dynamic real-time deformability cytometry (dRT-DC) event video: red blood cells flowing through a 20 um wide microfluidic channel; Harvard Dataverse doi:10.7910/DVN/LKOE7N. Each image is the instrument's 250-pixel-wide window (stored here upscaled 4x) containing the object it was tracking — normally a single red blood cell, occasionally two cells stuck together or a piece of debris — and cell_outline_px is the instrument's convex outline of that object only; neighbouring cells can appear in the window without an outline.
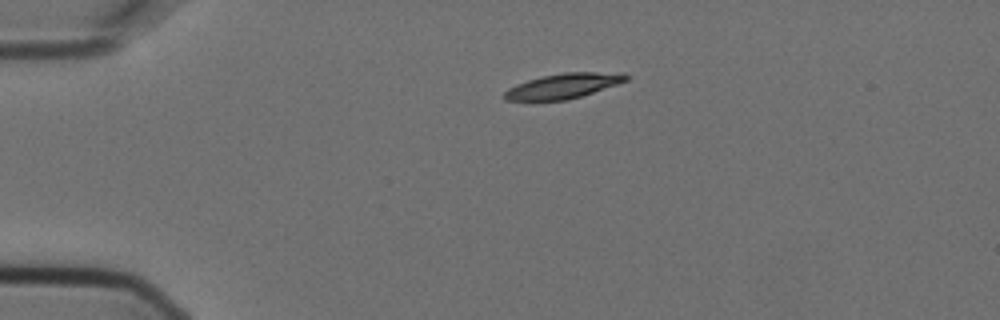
{"species": "Egyptian fruit bat (a non-hibernating species)", "species_latin": "Rousettus aegyptiacus", "temperature_condition": "cold", "stored_images_in_passage": 2, "camera_frame_rate_fps": 3000, "um_per_image_px": 0.085, "animal": {"sex": "female"}, "frame": {"image": 1, "passage_image": 1, "time_ms": 0.0, "image_size_px": [1000, 320], "cell_outline_px": [[628, 80], [568, 100], [504, 100], [500, 96], [508, 88], [516, 84], [540, 76], [564, 72], [624, 72], [628, 76]], "centroid_in_image_um": [47.84, 7.29], "position_along_channel_um": 37.2, "area_um2": 17.74}}